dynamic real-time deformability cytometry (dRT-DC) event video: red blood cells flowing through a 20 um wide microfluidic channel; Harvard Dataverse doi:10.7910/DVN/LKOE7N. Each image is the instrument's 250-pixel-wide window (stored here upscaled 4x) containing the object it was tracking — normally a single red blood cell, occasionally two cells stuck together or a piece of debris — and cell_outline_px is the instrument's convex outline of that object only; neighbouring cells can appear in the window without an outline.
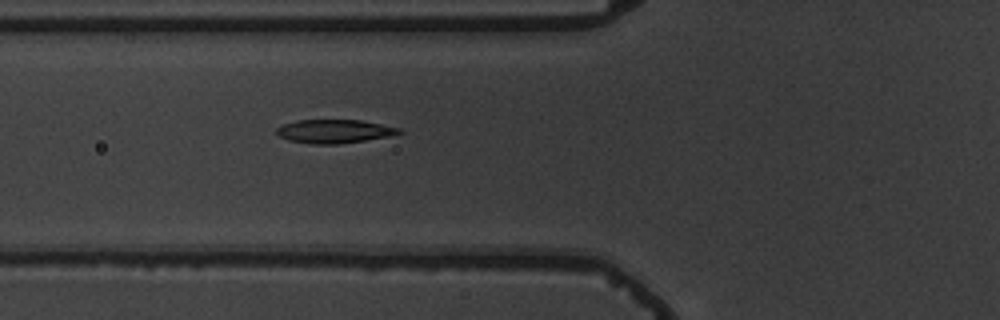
{"species": "common noctule bat (a hibernating species)", "species_latin": "Nyctalus noctula", "temperature_condition": "warm", "stored_images_in_passage": 3, "camera_frame_rate_fps": 3000, "um_per_image_px": 0.085, "animal": {"sex": "male", "body_mass_g": 19.5, "forearm_length_mm": 54.6}, "frame": {"image": 1, "passage_image": 3, "time_ms": 2.333, "image_size_px": [1000, 320], "cell_outline_px": [[404, 132], [388, 136], [340, 144], [312, 144], [288, 140], [280, 136], [276, 132], [276, 128], [280, 124], [296, 120], [360, 120], [400, 128]], "centroid_in_image_um": [28.37, 11.15], "position_along_channel_um": 97.4, "area_um2": 16.82}}